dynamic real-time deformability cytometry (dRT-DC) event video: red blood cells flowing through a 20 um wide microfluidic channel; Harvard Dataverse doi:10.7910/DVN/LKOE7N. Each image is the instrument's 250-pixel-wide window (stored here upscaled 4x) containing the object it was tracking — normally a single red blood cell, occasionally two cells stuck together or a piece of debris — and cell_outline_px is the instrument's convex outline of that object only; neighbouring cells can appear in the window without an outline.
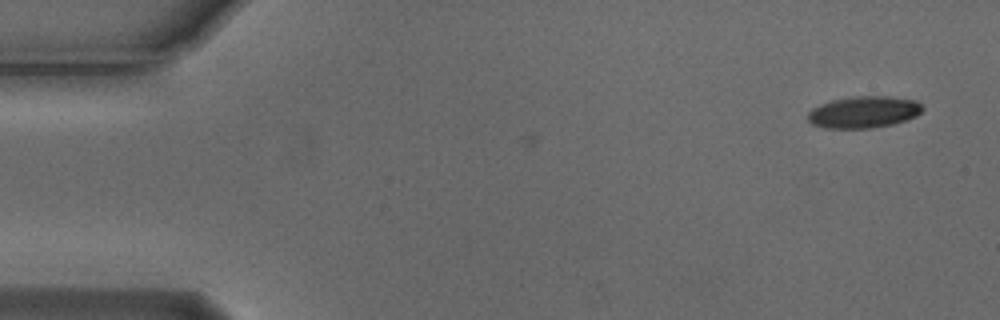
{"species": "Egyptian fruit bat (a non-hibernating species)", "species_latin": "Rousettus aegyptiacus", "temperature_condition": "cold", "stored_images_in_passage": 2, "camera_frame_rate_fps": 3000, "um_per_image_px": 0.085, "animal": {"sex": "male"}, "frame": {"image": 1, "passage_image": 2, "time_ms": 0.333, "image_size_px": [1000, 320], "cell_outline_px": [[924, 108], [916, 116], [892, 124], [872, 128], [824, 128], [812, 124], [808, 120], [808, 112], [812, 108], [820, 104], [832, 100], [856, 96], [888, 96], [916, 100]], "centroid_in_image_um": [73.4, 9.52], "position_along_channel_um": 11.6, "area_um2": 21.15}}